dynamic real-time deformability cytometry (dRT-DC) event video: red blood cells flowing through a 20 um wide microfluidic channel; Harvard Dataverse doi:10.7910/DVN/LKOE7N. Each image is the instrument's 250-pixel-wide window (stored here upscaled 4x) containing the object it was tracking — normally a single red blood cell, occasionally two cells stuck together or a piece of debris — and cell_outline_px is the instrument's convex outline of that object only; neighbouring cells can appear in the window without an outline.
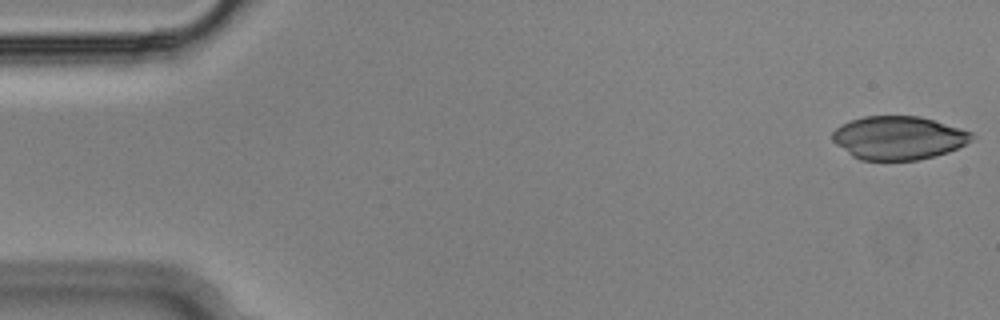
{"species": "Egyptian fruit bat (a non-hibernating species)", "species_latin": "Rousettus aegyptiacus", "temperature_condition": "cold", "stored_images_in_passage": 54, "camera_frame_rate_fps": 3000, "um_per_image_px": 0.085, "animal": {"sex": "male"}, "frame": {"image": 1, "passage_image": 1, "time_ms": 0.0, "image_size_px": [1000, 320], "cell_outline_px": [[976, 136], [972, 140], [948, 152], [916, 160], [860, 160], [852, 156], [836, 144], [832, 140], [832, 132], [840, 124], [864, 116], [920, 116], [972, 132]], "centroid_in_image_um": [76.34, 11.71], "position_along_channel_um": 8.7, "area_um2": 35.08}}